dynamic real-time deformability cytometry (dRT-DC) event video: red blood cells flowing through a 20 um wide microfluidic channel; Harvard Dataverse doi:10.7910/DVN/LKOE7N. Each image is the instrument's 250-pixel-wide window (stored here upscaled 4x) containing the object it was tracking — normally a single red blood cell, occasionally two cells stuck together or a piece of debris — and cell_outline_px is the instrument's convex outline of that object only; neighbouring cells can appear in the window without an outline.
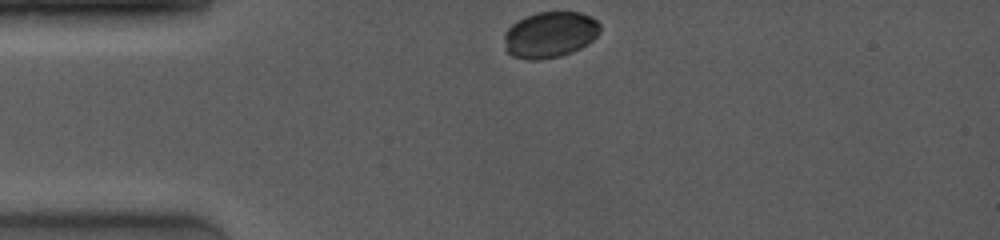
{"species": "common noctule bat (a hibernating species)", "species_latin": "Nyctalus noctula", "temperature_condition": "room temperature", "stored_images_in_passage": 16, "camera_frame_rate_fps": 4000, "um_per_image_px": 0.085, "animal": {"sex": "female", "body_mass_g": 19.0, "forearm_length_mm": 53.3}, "frame": {"image": 1, "passage_image": 1, "time_ms": 0.0, "image_size_px": [1000, 240], "cell_outline_px": [[600, 32], [588, 44], [572, 52], [560, 56], [540, 60], [528, 60], [512, 56], [504, 48], [504, 32], [512, 24], [524, 16], [536, 12], [580, 12], [592, 16], [600, 24]], "centroid_in_image_um": [46.73, 2.94], "position_along_channel_um": 38.3, "area_um2": 26.07}}
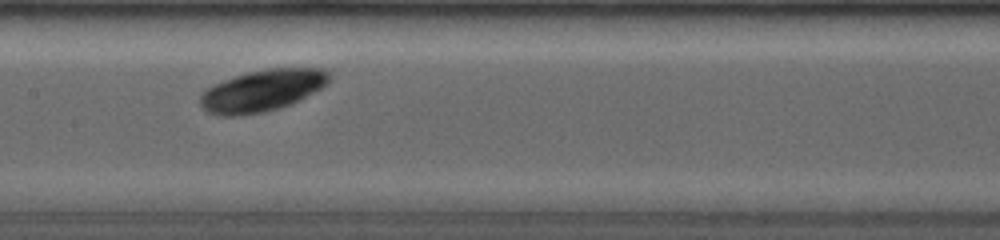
{"frame": {"image": 2, "passage_image": 9, "time_ms": 4.5, "image_size_px": [1000, 240], "cell_outline_px": [[332, 76], [328, 84], [280, 108], [264, 112], [236, 116], [220, 116], [208, 112], [200, 104], [200, 92], [224, 80], [248, 72], [268, 68], [324, 68]], "centroid_in_image_um": [22.28, 7.69], "position_along_channel_um": 185.1, "area_um2": 31.04}}
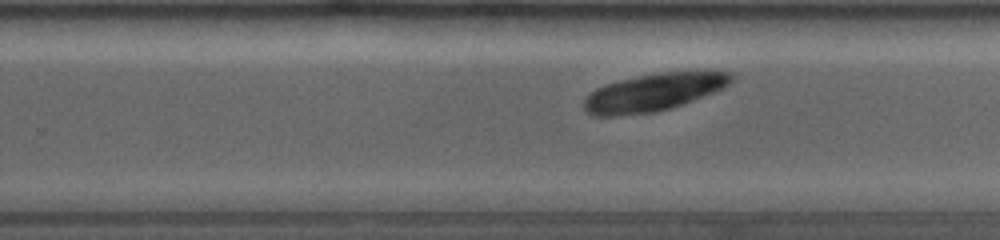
{"frame": {"image": 3, "passage_image": 15, "time_ms": 6.75, "image_size_px": [1000, 240], "cell_outline_px": [[736, 76], [724, 88], [672, 108], [656, 112], [616, 116], [592, 116], [584, 112], [584, 100], [596, 88], [604, 84], [620, 80], [660, 72], [732, 72]], "centroid_in_image_um": [55.53, 7.86], "position_along_channel_um": 274.3, "area_um2": 32.14}}